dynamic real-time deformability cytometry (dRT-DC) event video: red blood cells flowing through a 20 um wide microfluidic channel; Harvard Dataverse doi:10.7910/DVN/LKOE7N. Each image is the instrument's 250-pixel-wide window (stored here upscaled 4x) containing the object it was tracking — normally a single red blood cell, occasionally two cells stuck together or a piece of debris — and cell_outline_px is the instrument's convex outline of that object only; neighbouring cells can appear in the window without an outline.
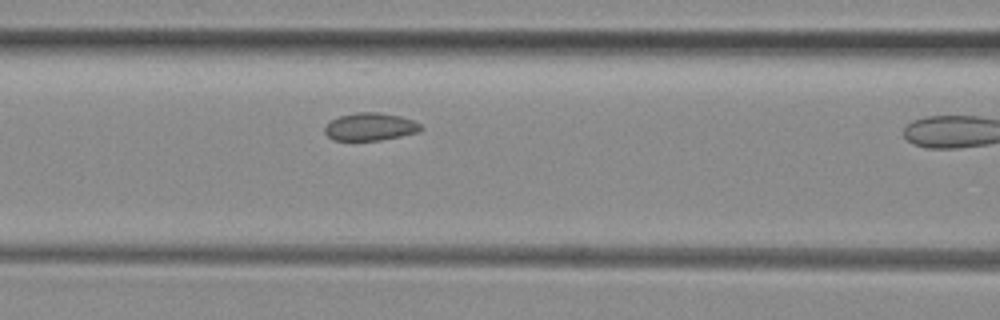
{"species": "common noctule bat (a hibernating species)", "species_latin": "Nyctalus noctula", "temperature_condition": "room temperature", "stored_images_in_passage": 10, "camera_frame_rate_fps": 3000, "um_per_image_px": 0.085, "animal": {"sex": "female", "body_mass_g": 29.2, "forearm_length_mm": 56.3}, "frame": {"image": 1, "passage_image": 9, "time_ms": 2.667, "image_size_px": [1000, 320], "cell_outline_px": [[424, 128], [420, 132], [380, 140], [332, 140], [324, 132], [324, 128], [332, 120], [340, 116], [356, 112], [380, 112], [400, 116], [412, 120], [420, 124]], "centroid_in_image_um": [31.49, 10.77], "position_along_channel_um": 135.1, "area_um2": 15.49}}